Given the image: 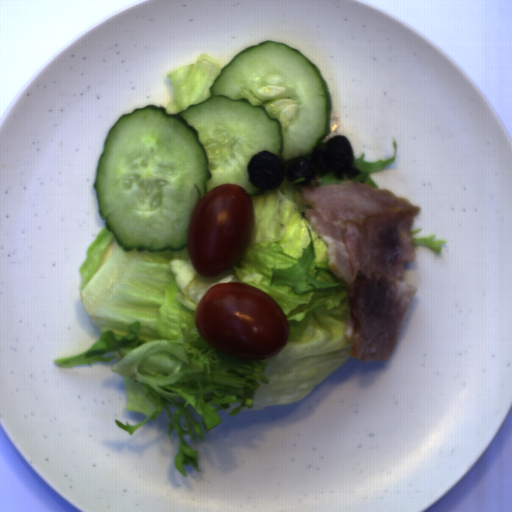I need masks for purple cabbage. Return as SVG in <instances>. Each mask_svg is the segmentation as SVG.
I'll return each instance as SVG.
<instances>
[{
  "mask_svg": "<svg viewBox=\"0 0 512 512\" xmlns=\"http://www.w3.org/2000/svg\"><path fill=\"white\" fill-rule=\"evenodd\" d=\"M356 160L349 137L335 135L322 140L311 154L289 161L268 152L259 151L248 163L249 182L258 189L256 194L273 192L286 180L289 186L301 193L303 186H319V181L329 173L342 180L356 178L363 172L353 166Z\"/></svg>",
  "mask_w": 512,
  "mask_h": 512,
  "instance_id": "obj_1",
  "label": "purple cabbage"
}]
</instances>
